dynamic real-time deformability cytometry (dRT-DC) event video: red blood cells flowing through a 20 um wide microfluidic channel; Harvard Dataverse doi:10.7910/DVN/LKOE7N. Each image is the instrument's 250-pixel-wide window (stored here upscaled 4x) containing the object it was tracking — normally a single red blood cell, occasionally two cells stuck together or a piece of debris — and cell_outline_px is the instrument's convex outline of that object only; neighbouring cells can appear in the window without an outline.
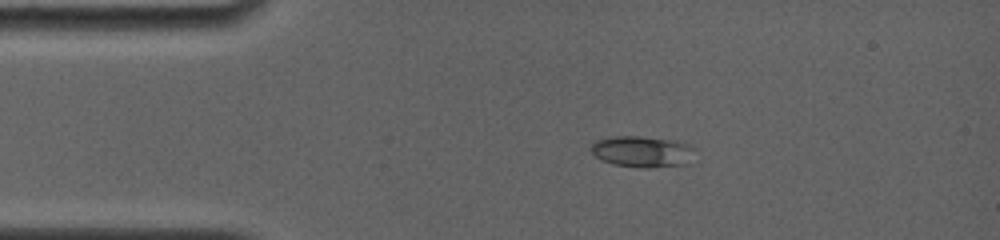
{"species": "common noctule bat (a hibernating species)", "species_latin": "Nyctalus noctula", "temperature_condition": "room temperature", "stored_images_in_passage": 50, "camera_frame_rate_fps": 4000, "um_per_image_px": 0.085, "animal": {"sex": "female", "body_mass_g": 19.0, "forearm_length_mm": 56.7}, "frame": {"image": 1, "passage_image": 1, "time_ms": 0.0, "image_size_px": [1000, 240], "cell_outline_px": [[696, 148], [684, 164], [648, 168], [640, 168], [612, 164], [600, 160], [588, 148], [596, 140], [612, 136], [644, 136], [676, 140], [692, 144]], "centroid_in_image_um": [54.56, 12.86], "position_along_channel_um": 30.4, "area_um2": 19.13}}
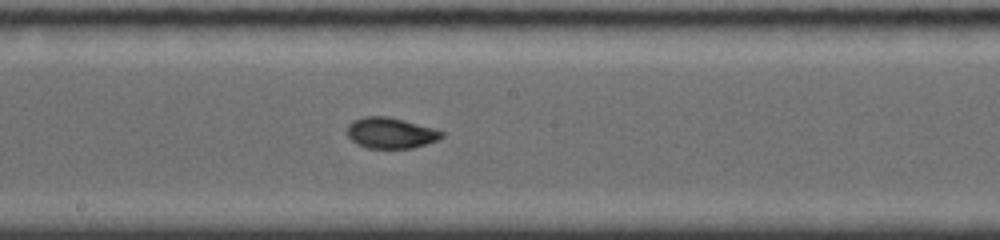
{"frame": {"image": 2, "passage_image": 22, "time_ms": 5.75, "image_size_px": [1000, 240], "cell_outline_px": [[444, 136], [436, 140], [412, 148], [368, 148], [356, 144], [348, 136], [348, 124], [352, 120], [364, 116], [388, 116], [404, 120], [432, 128], [444, 132]], "centroid_in_image_um": [33.17, 11.29], "position_along_channel_um": 215.0, "area_um2": 16.88}}
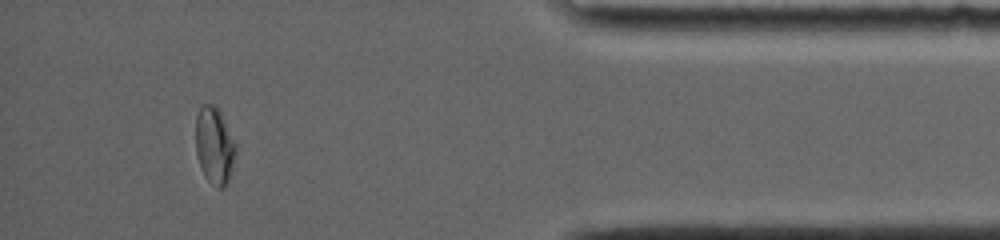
{"frame": {"image": 3, "passage_image": 42, "time_ms": 11.75, "image_size_px": [1000, 240], "cell_outline_px": [[236, 152], [228, 180], [224, 188], [216, 188], [204, 176], [200, 168], [196, 152], [196, 116], [200, 108], [204, 104], [216, 104], [236, 144]], "centroid_in_image_um": [18.21, 12.38], "position_along_channel_um": 417.0, "area_um2": 17.92}}